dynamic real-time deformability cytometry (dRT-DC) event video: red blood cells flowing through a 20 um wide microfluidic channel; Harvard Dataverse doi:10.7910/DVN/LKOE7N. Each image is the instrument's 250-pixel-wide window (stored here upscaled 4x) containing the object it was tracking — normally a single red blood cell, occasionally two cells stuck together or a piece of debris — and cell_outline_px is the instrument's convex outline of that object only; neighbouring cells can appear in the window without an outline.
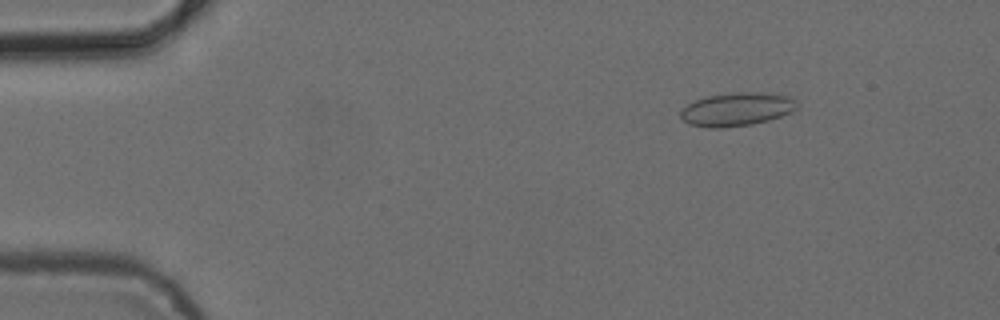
{"species": "common noctule bat (a hibernating species)", "species_latin": "Nyctalus noctula", "temperature_condition": "cold", "stored_images_in_passage": 53, "camera_frame_rate_fps": 3000, "um_per_image_px": 0.085, "animal": {"sex": "female", "body_mass_g": 24.6, "forearm_length_mm": 56.2}, "frame": {"image": 1, "passage_image": 7, "time_ms": 2.0, "image_size_px": [1000, 320], "cell_outline_px": [[796, 108], [792, 112], [768, 120], [752, 124], [724, 128], [708, 128], [688, 124], [680, 116], [680, 112], [688, 104], [696, 100], [708, 96], [736, 92], [768, 92], [792, 96], [796, 100]], "centroid_in_image_um": [62.65, 9.28], "position_along_channel_um": 22.3, "area_um2": 22.77}}
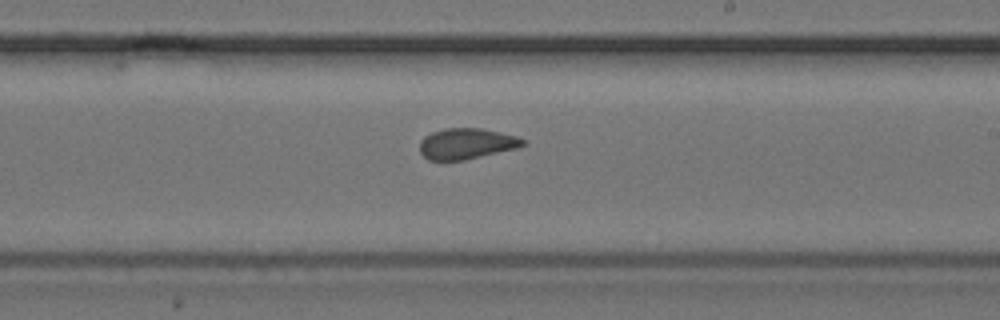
{"frame": {"image": 2, "passage_image": 31, "time_ms": 10.0, "image_size_px": [1000, 320], "cell_outline_px": [[528, 144], [520, 148], [464, 160], [428, 160], [420, 152], [420, 140], [424, 136], [432, 132], [444, 128], [480, 128], [516, 136], [528, 140]], "centroid_in_image_um": [39.7, 12.21], "position_along_channel_um": 249.3, "area_um2": 18.79}}
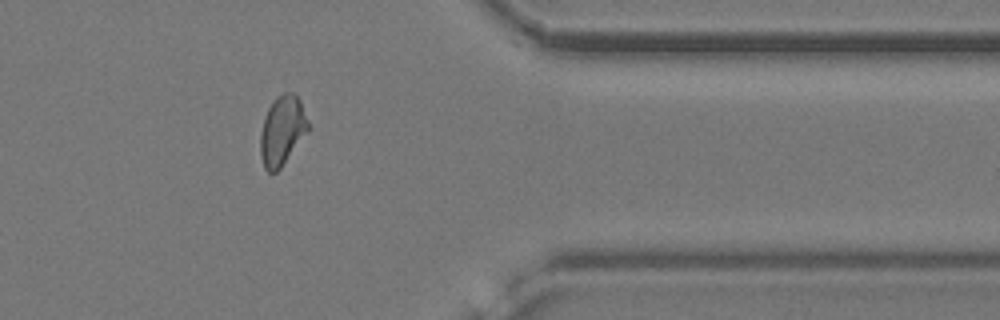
{"frame": {"image": 3, "passage_image": 43, "time_ms": 14.0, "image_size_px": [1000, 320], "cell_outline_px": [[308, 132], [280, 168], [276, 172], [268, 172], [264, 168], [260, 156], [260, 132], [268, 108], [272, 100], [276, 96], [284, 92], [292, 92], [300, 100], [308, 120]], "centroid_in_image_um": [23.97, 11.09], "position_along_channel_um": 387.4, "area_um2": 19.36}, "authors_computed_cell_mechanics": {"area_um2": 19.4208, "velocity_mm_per_s": 3.8667, "shape_relaxation_time_tau1_ms": null, "shape_relaxation_time_tau2_ms": 1.3868, "deformation_change_tau1": null, "deformation_change_tau2": 0.0568}}